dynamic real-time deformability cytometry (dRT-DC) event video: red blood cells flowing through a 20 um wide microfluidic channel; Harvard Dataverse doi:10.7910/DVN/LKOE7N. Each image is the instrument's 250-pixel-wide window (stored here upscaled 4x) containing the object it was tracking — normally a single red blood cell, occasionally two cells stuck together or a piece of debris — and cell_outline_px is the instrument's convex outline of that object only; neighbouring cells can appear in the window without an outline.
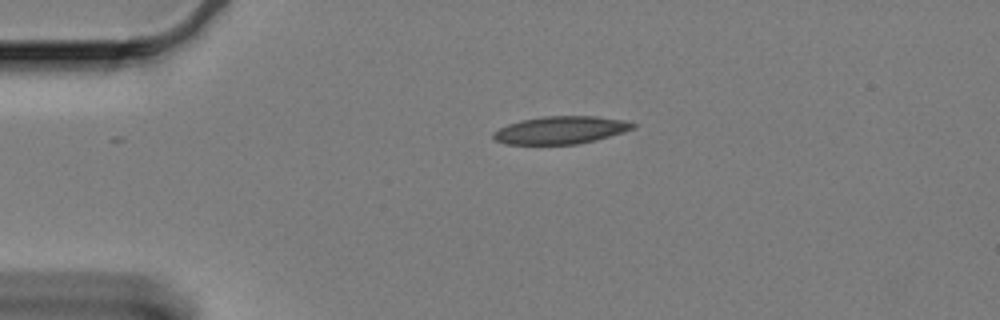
{"species": "Egyptian fruit bat (a non-hibernating species)", "species_latin": "Rousettus aegyptiacus", "temperature_condition": "cold", "stored_images_in_passage": 48, "camera_frame_rate_fps": 3000, "um_per_image_px": 0.085, "animal": {"sex": "female"}, "frame": {"image": 1, "passage_image": 1, "time_ms": 0.0, "image_size_px": [1000, 320], "cell_outline_px": [[636, 128], [608, 136], [576, 144], [508, 144], [496, 140], [492, 136], [492, 132], [508, 124], [520, 120], [544, 116], [596, 116], [624, 120], [636, 124]], "centroid_in_image_um": [47.64, 11.04], "position_along_channel_um": 37.4, "area_um2": 22.25}}
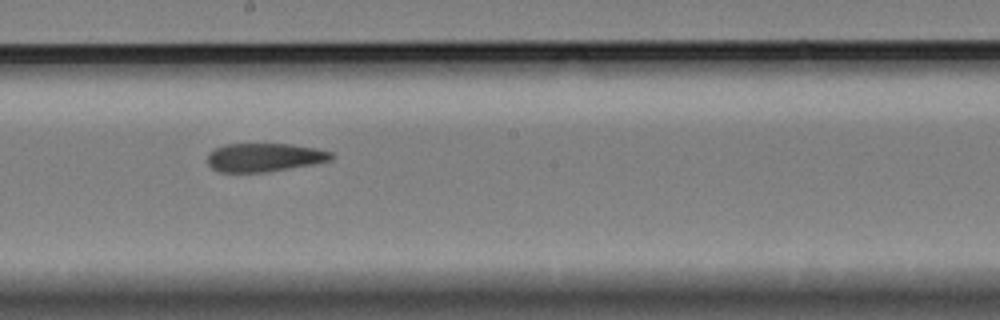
{"frame": {"image": 2, "passage_image": 21, "time_ms": 6.667, "image_size_px": [1000, 320], "cell_outline_px": [[336, 156], [332, 160], [312, 164], [264, 172], [220, 172], [212, 168], [208, 164], [208, 156], [216, 148], [224, 144], [292, 144], [316, 148], [332, 152]], "centroid_in_image_um": [22.51, 13.37], "position_along_channel_um": 225.7, "area_um2": 20.46}}
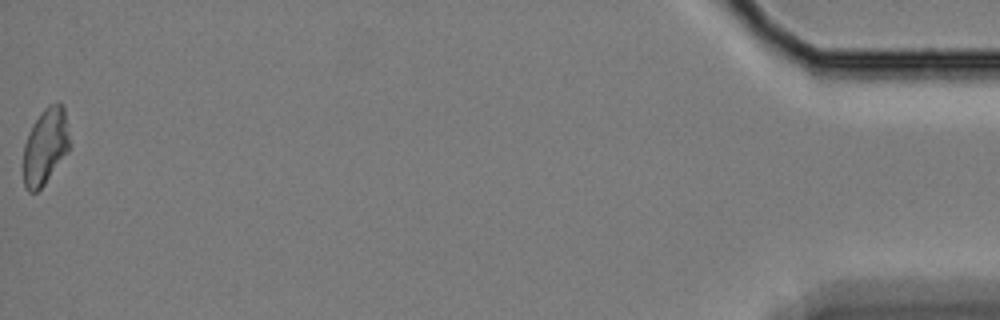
{"frame": {"image": 3, "passage_image": 48, "time_ms": 15.667, "image_size_px": [1000, 320], "cell_outline_px": [[68, 152], [44, 184], [36, 192], [28, 192], [24, 188], [24, 144], [28, 132], [32, 124], [40, 112], [48, 104], [64, 104], [68, 140]], "centroid_in_image_um": [3.82, 12.44], "position_along_channel_um": 431.4, "area_um2": 20.29}, "authors_computed_cell_mechanics": {"area_um2": 21.675, "velocity_mm_per_s": 3.3274, "shape_relaxation_time_tau1_ms": 4.8339, "shape_relaxation_time_tau2_ms": 4.058, "deformation_change_tau1": 0.1369, "deformation_change_tau2": 0.1272}}